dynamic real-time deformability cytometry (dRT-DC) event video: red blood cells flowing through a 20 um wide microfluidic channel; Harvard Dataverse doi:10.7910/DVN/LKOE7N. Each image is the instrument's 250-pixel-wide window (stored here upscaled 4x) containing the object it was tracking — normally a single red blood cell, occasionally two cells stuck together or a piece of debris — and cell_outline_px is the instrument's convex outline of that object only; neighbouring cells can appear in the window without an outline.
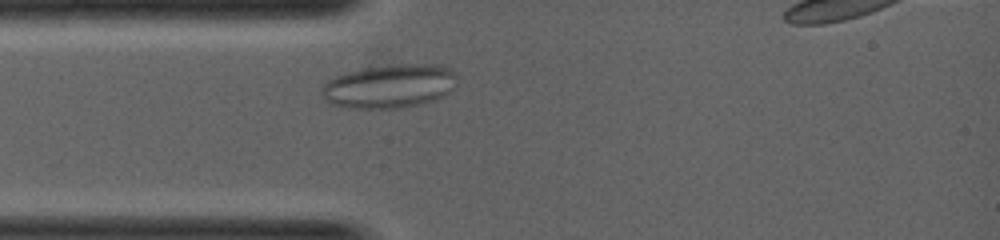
{"species": "common noctule bat (a hibernating species)", "species_latin": "Nyctalus noctula", "temperature_condition": "warm", "stored_images_in_passage": 2, "camera_frame_rate_fps": 5000, "um_per_image_px": 0.085, "animal": {"sex": "female", "body_mass_g": 19.0, "forearm_length_mm": 53.3}, "frame": {"image": 1, "passage_image": 2, "time_ms": 0.6, "image_size_px": [1000, 240], "cell_outline_px": [[456, 76], [452, 88], [448, 92], [436, 100], [404, 108], [352, 108], [332, 104], [320, 92], [320, 88], [328, 80], [336, 76], [348, 72], [368, 68], [396, 64], [436, 64], [452, 68], [456, 72]], "centroid_in_image_um": [33.13, 7.32], "position_along_channel_um": 51.9, "area_um2": 34.33}}